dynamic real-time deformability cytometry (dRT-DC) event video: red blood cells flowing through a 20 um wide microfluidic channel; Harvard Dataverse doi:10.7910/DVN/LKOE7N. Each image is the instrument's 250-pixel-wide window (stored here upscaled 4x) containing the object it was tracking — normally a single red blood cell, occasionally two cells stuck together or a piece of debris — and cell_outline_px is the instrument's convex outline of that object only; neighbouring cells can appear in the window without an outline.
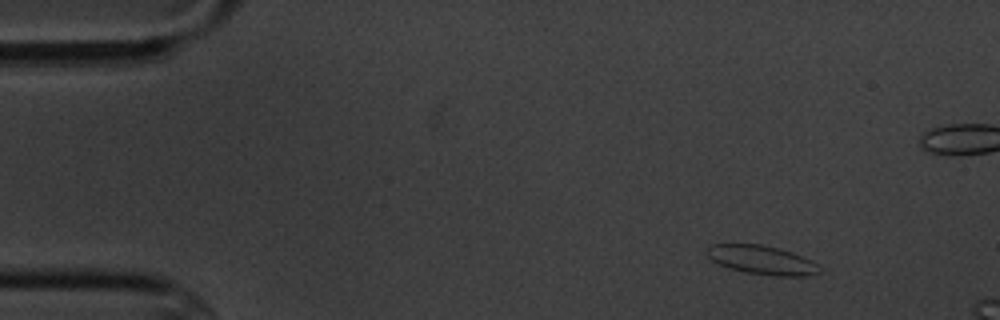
{"species": "common noctule bat (a hibernating species)", "species_latin": "Nyctalus noctula", "temperature_condition": "cold", "stored_images_in_passage": 4, "camera_frame_rate_fps": 3000, "um_per_image_px": 0.085, "animal": {"sex": "male", "body_mass_g": 20.1, "forearm_length_mm": 53.5}, "frame": {"image": 1, "passage_image": 1, "time_ms": 0.0, "image_size_px": [1000, 320], "cell_outline_px": [[824, 268], [820, 272], [804, 276], [776, 276], [744, 272], [728, 268], [712, 260], [704, 252], [712, 244], [760, 244], [792, 252], [812, 260]], "centroid_in_image_um": [64.78, 22.1], "position_along_channel_um": 20.2, "area_um2": 19.02}}